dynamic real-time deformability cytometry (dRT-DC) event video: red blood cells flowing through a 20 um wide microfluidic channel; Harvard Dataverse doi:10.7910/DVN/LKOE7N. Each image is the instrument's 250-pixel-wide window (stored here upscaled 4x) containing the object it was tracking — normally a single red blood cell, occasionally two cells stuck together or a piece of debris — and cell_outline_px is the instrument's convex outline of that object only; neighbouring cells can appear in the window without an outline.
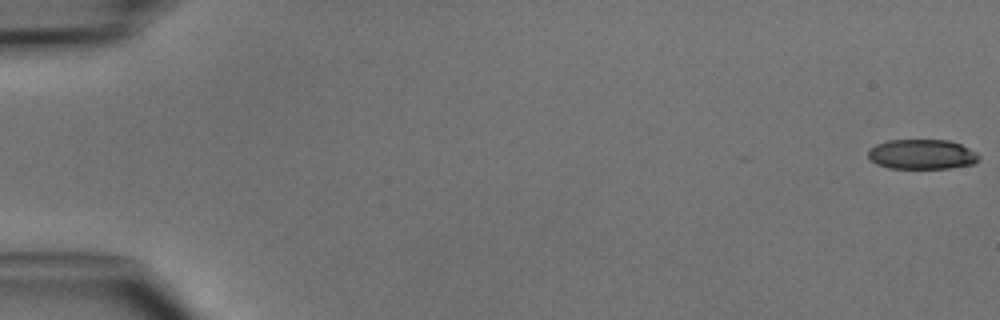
{"species": "common noctule bat (a hibernating species)", "species_latin": "Nyctalus noctula", "temperature_condition": "cold", "stored_images_in_passage": 10, "camera_frame_rate_fps": 3000, "um_per_image_px": 0.085, "animal": {"sex": "male", "body_mass_g": 15.6}, "frame": {"image": 1, "passage_image": 1, "time_ms": 0.0, "image_size_px": [1000, 320], "cell_outline_px": [[980, 156], [976, 164], [952, 168], [888, 168], [876, 164], [868, 160], [868, 152], [876, 144], [888, 140], [948, 140], [960, 144], [976, 152]], "centroid_in_image_um": [78.37, 13.13], "position_along_channel_um": 6.6, "area_um2": 19.42}}